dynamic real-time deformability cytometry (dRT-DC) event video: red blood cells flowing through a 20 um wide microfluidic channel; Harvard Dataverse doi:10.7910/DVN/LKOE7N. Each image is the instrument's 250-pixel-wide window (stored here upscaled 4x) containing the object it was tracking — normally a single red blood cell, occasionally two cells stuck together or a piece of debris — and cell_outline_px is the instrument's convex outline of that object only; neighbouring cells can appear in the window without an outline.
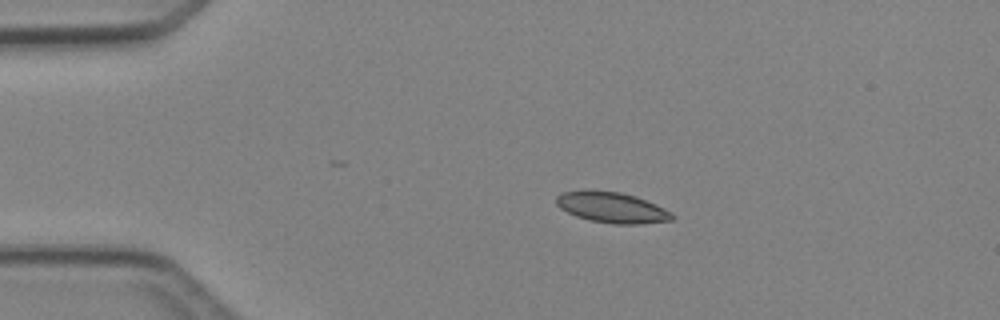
{"species": "Egyptian fruit bat (a non-hibernating species)", "species_latin": "Rousettus aegyptiacus", "temperature_condition": "cold", "stored_images_in_passage": 29, "camera_frame_rate_fps": 3000, "um_per_image_px": 0.085, "animal": {"sex": "female"}, "frame": {"image": 1, "passage_image": 1, "time_ms": 0.0, "image_size_px": [1000, 320], "cell_outline_px": [[672, 220], [640, 224], [612, 224], [588, 220], [576, 216], [560, 208], [556, 204], [556, 196], [564, 192], [620, 192], [636, 196], [656, 204], [672, 212]], "centroid_in_image_um": [52.04, 17.67], "position_along_channel_um": 33.0, "area_um2": 20.23}}
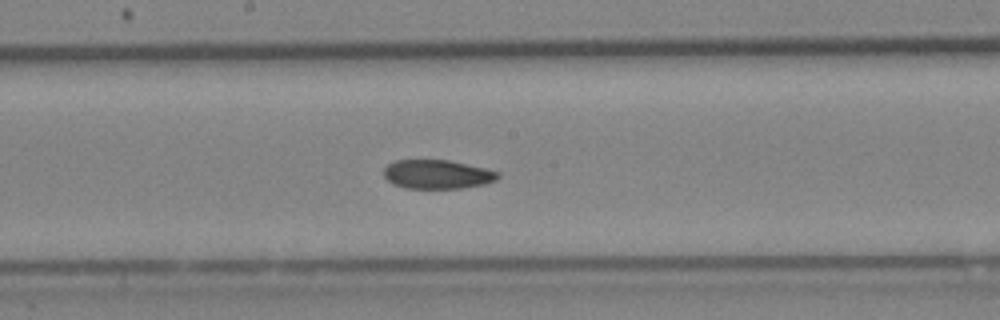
{"frame": {"image": 2, "passage_image": 17, "time_ms": 5.333, "image_size_px": [1000, 320], "cell_outline_px": [[500, 176], [496, 180], [484, 184], [460, 188], [404, 188], [392, 184], [384, 176], [384, 168], [388, 164], [396, 160], [448, 160], [484, 168], [500, 172]], "centroid_in_image_um": [37.15, 14.82], "position_along_channel_um": 211.0, "area_um2": 19.19}}
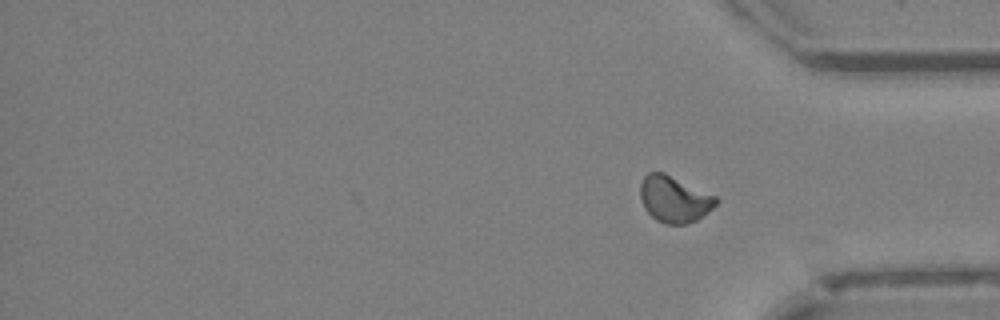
{"frame": {"image": 3, "passage_image": 29, "time_ms": 9.333, "image_size_px": [1000, 320], "cell_outline_px": [[720, 200], [712, 208], [696, 220], [684, 224], [664, 224], [656, 220], [644, 208], [640, 200], [640, 184], [644, 176], [648, 172], [664, 172], [716, 196]], "centroid_in_image_um": [57.29, 16.92], "position_along_channel_um": 377.9, "area_um2": 20.46}, "authors_computed_cell_mechanics": {"area_um2": 20.23, "velocity_mm_per_s": 4.2563, "shape_relaxation_time_tau1_ms": 9.3968, "shape_relaxation_time_tau2_ms": 3.0676, "deformation_change_tau1": 0.121, "deformation_change_tau2": 0.0742}}